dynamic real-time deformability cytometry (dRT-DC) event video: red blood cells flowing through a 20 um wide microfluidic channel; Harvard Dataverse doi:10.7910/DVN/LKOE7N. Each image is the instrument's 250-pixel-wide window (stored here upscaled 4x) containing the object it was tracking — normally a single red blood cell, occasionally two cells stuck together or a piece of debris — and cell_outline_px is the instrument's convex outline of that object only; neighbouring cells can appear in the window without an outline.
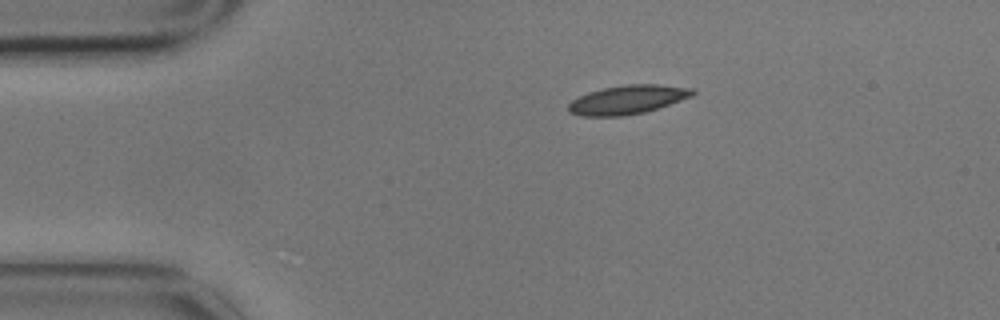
{"species": "common noctule bat (a hibernating species)", "species_latin": "Nyctalus noctula", "temperature_condition": "cold", "stored_images_in_passage": 4, "camera_frame_rate_fps": 3000, "um_per_image_px": 0.085, "animal": {"sex": "male", "body_mass_g": 17.9}, "frame": {"image": 1, "passage_image": 1, "time_ms": 0.0, "image_size_px": [1000, 320], "cell_outline_px": [[696, 92], [692, 96], [644, 112], [624, 116], [580, 116], [568, 112], [568, 104], [572, 100], [588, 92], [604, 88], [628, 84], [660, 84], [692, 88]], "centroid_in_image_um": [53.32, 8.47], "position_along_channel_um": 31.7, "area_um2": 20.75}}
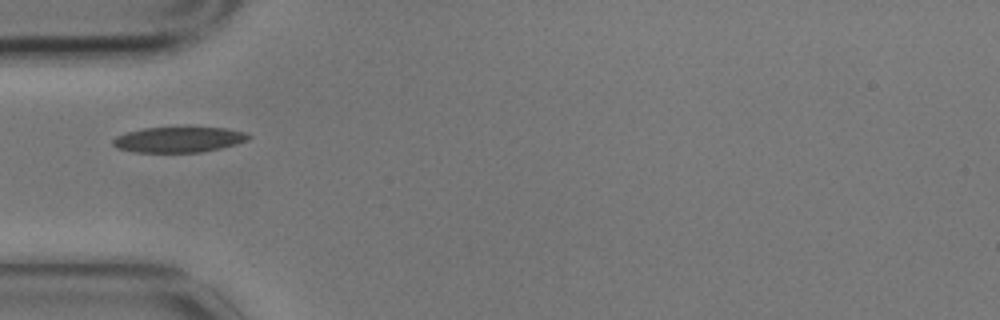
{"frame": {"image": 2, "passage_image": 3, "time_ms": 0.667, "image_size_px": [1000, 320], "cell_outline_px": [[252, 136], [248, 140], [236, 144], [220, 148], [200, 152], [132, 152], [116, 148], [112, 144], [112, 140], [116, 136], [124, 132], [144, 128], [184, 124], [228, 128], [248, 132]], "centroid_in_image_um": [15.21, 11.8], "position_along_channel_um": 69.8, "area_um2": 21.44}}